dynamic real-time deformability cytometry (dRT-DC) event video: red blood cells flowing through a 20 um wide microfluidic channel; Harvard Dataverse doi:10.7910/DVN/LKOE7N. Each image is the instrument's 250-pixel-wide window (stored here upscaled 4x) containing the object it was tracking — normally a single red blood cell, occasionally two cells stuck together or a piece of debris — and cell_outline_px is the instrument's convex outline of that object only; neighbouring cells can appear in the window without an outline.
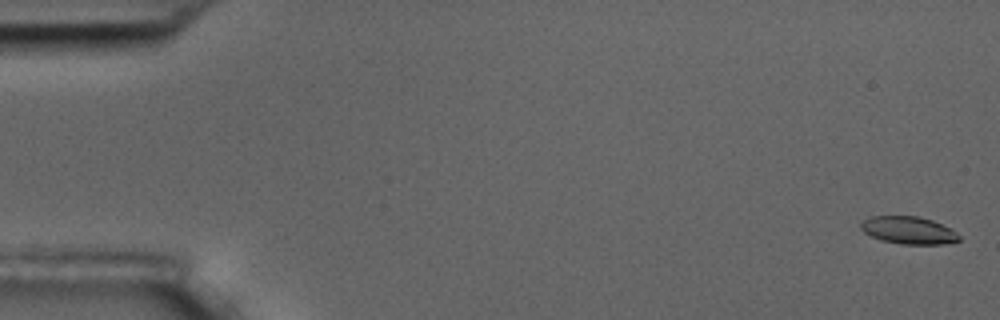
{"species": "common noctule bat (a hibernating species)", "species_latin": "Nyctalus noctula", "temperature_condition": "room temperature", "stored_images_in_passage": 5, "camera_frame_rate_fps": 3000, "um_per_image_px": 0.085, "animal": {"sex": "male", "body_mass_g": 17.5, "forearm_length_mm": 52.3}, "frame": {"image": 1, "passage_image": 1, "time_ms": 0.0, "image_size_px": [1000, 320], "cell_outline_px": [[960, 240], [944, 244], [900, 244], [880, 240], [864, 232], [860, 228], [860, 224], [868, 216], [920, 216], [932, 220], [956, 232], [960, 236]], "centroid_in_image_um": [77.2, 19.57], "position_along_channel_um": 7.8, "area_um2": 15.72}}
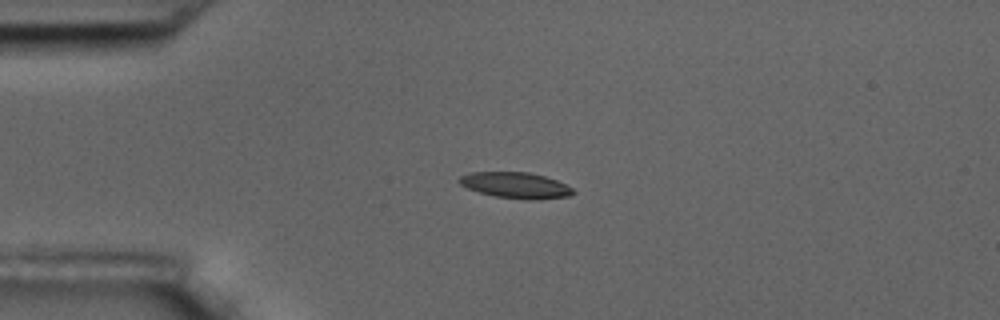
{"frame": {"image": 2, "passage_image": 4, "time_ms": 4.333, "image_size_px": [1000, 320], "cell_outline_px": [[576, 192], [568, 196], [540, 200], [528, 200], [496, 196], [480, 192], [468, 188], [460, 184], [456, 180], [460, 176], [468, 172], [528, 172], [544, 176], [556, 180], [572, 188]], "centroid_in_image_um": [43.82, 15.75], "position_along_channel_um": 41.2, "area_um2": 17.22}}